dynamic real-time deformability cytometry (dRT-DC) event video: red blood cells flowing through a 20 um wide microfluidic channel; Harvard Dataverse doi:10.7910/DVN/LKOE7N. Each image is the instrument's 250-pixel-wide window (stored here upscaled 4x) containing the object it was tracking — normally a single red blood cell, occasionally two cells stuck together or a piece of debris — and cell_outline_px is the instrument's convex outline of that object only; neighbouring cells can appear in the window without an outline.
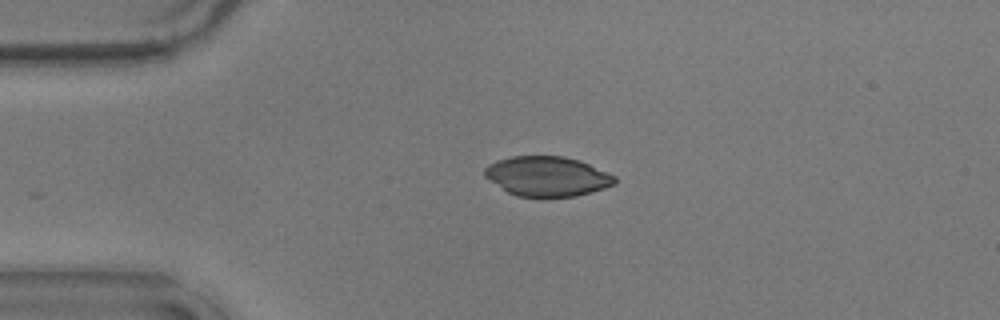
{"species": "common noctule bat (a hibernating species)", "species_latin": "Nyctalus noctula", "temperature_condition": "warm", "stored_images_in_passage": 11, "camera_frame_rate_fps": 3000, "um_per_image_px": 0.085, "animal": {"sex": "male", "body_mass_g": 17.9}, "frame": {"image": 1, "passage_image": 1, "time_ms": 0.0, "image_size_px": [1000, 320], "cell_outline_px": [[616, 184], [592, 192], [576, 196], [544, 200], [516, 196], [508, 192], [488, 180], [484, 176], [484, 168], [488, 164], [512, 156], [564, 156], [580, 160], [616, 176]], "centroid_in_image_um": [46.51, 15.03], "position_along_channel_um": 38.5, "area_um2": 30.98}}